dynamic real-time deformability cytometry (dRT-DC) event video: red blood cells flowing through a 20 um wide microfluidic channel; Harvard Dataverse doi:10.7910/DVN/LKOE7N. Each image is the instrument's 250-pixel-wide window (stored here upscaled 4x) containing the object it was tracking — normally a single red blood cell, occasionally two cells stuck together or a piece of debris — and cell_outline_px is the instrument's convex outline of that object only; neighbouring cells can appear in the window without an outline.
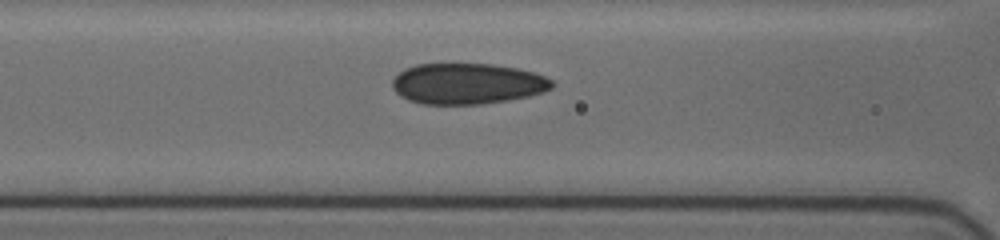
{"species": "human", "species_latin": "Homo sapiens", "temperature_condition": "cold", "stored_images_in_passage": 15, "camera_frame_rate_fps": 3000, "um_per_image_px": 0.085, "donor": {"sex": "female"}, "frame": {"image": 1, "passage_image": 14, "time_ms": 7.0, "image_size_px": [1000, 240], "cell_outline_px": [[552, 88], [544, 92], [528, 96], [508, 100], [480, 104], [420, 104], [408, 100], [400, 96], [392, 88], [392, 80], [404, 68], [416, 64], [448, 60], [452, 60], [492, 64], [516, 68], [532, 72], [544, 76], [552, 80]], "centroid_in_image_um": [39.65, 7.06], "position_along_channel_um": 126.9, "area_um2": 39.19}}